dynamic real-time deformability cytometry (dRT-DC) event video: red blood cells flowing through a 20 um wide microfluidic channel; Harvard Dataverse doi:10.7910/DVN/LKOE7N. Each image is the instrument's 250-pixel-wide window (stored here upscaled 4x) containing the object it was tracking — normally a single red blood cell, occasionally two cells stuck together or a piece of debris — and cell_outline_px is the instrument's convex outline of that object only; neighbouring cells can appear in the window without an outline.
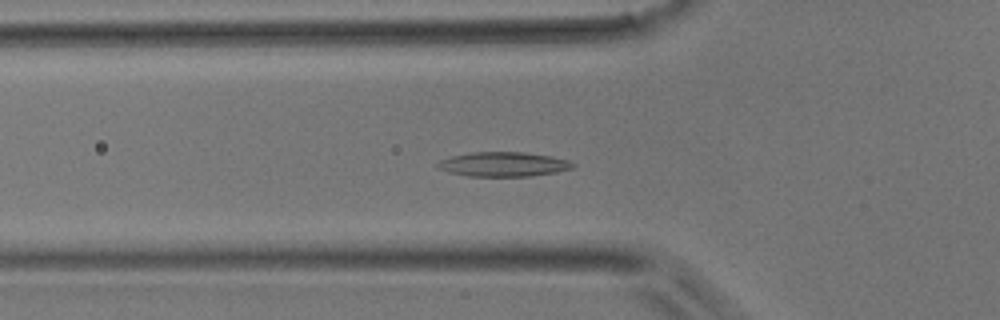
{"species": "common noctule bat (a hibernating species)", "species_latin": "Nyctalus noctula", "temperature_condition": "room temperature", "stored_images_in_passage": 44, "camera_frame_rate_fps": 3000, "um_per_image_px": 0.085, "animal": {"sex": "male", "body_mass_g": 17.9}, "frame": {"image": 1, "passage_image": 12, "time_ms": 3.667, "image_size_px": [1000, 320], "cell_outline_px": [[576, 164], [572, 168], [556, 172], [532, 176], [468, 176], [448, 172], [436, 168], [436, 164], [440, 160], [452, 156], [472, 152], [524, 152], [552, 156], [568, 160]], "centroid_in_image_um": [42.78, 13.96], "position_along_channel_um": 83.0, "area_um2": 19.36}}
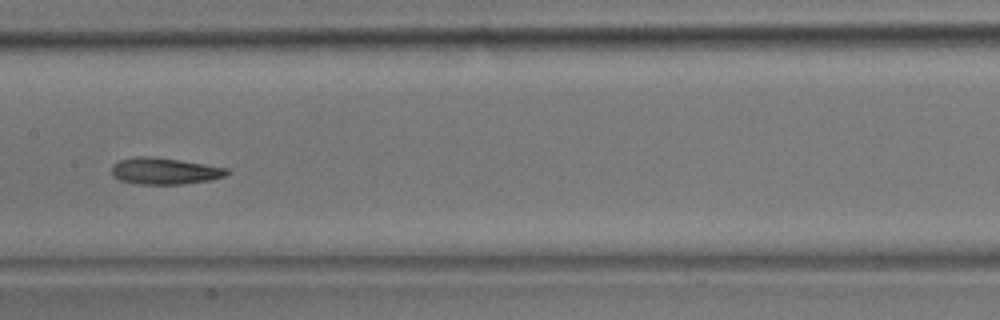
{"frame": {"image": 2, "passage_image": 20, "time_ms": 6.333, "image_size_px": [1000, 320], "cell_outline_px": [[232, 172], [224, 176], [212, 180], [184, 184], [140, 184], [120, 180], [112, 176], [112, 164], [120, 160], [136, 156], [152, 156], [180, 160], [228, 168]], "centroid_in_image_um": [14.01, 14.54], "position_along_channel_um": 193.4, "area_um2": 17.98}}
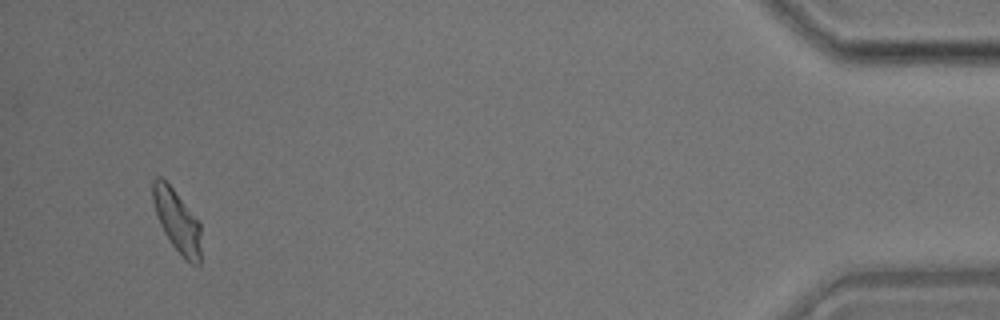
{"frame": {"image": 3, "passage_image": 42, "time_ms": 13.667, "image_size_px": [1000, 320], "cell_outline_px": [[200, 264], [192, 264], [172, 244], [164, 232], [160, 224], [152, 200], [152, 180], [156, 176], [160, 176], [172, 188], [200, 220]], "centroid_in_image_um": [15.05, 18.72], "position_along_channel_um": 420.2, "area_um2": 17.28}}